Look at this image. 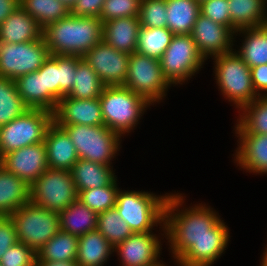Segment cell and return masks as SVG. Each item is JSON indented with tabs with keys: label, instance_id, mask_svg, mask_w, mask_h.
I'll list each match as a JSON object with an SVG mask.
<instances>
[{
	"label": "cell",
	"instance_id": "6",
	"mask_svg": "<svg viewBox=\"0 0 267 266\" xmlns=\"http://www.w3.org/2000/svg\"><path fill=\"white\" fill-rule=\"evenodd\" d=\"M62 128L67 132L74 144L78 159L96 162L112 166L114 157L121 148L122 137L113 132L105 125H64Z\"/></svg>",
	"mask_w": 267,
	"mask_h": 266
},
{
	"label": "cell",
	"instance_id": "54",
	"mask_svg": "<svg viewBox=\"0 0 267 266\" xmlns=\"http://www.w3.org/2000/svg\"><path fill=\"white\" fill-rule=\"evenodd\" d=\"M3 217H4V215H2V214L0 213V220H1Z\"/></svg>",
	"mask_w": 267,
	"mask_h": 266
},
{
	"label": "cell",
	"instance_id": "43",
	"mask_svg": "<svg viewBox=\"0 0 267 266\" xmlns=\"http://www.w3.org/2000/svg\"><path fill=\"white\" fill-rule=\"evenodd\" d=\"M80 56L59 55L60 99L68 96L74 83V75Z\"/></svg>",
	"mask_w": 267,
	"mask_h": 266
},
{
	"label": "cell",
	"instance_id": "49",
	"mask_svg": "<svg viewBox=\"0 0 267 266\" xmlns=\"http://www.w3.org/2000/svg\"><path fill=\"white\" fill-rule=\"evenodd\" d=\"M36 266H78L76 260L72 261H36Z\"/></svg>",
	"mask_w": 267,
	"mask_h": 266
},
{
	"label": "cell",
	"instance_id": "16",
	"mask_svg": "<svg viewBox=\"0 0 267 266\" xmlns=\"http://www.w3.org/2000/svg\"><path fill=\"white\" fill-rule=\"evenodd\" d=\"M0 165L30 186L49 168L44 142L5 154Z\"/></svg>",
	"mask_w": 267,
	"mask_h": 266
},
{
	"label": "cell",
	"instance_id": "47",
	"mask_svg": "<svg viewBox=\"0 0 267 266\" xmlns=\"http://www.w3.org/2000/svg\"><path fill=\"white\" fill-rule=\"evenodd\" d=\"M254 90L258 96H267V64L250 68Z\"/></svg>",
	"mask_w": 267,
	"mask_h": 266
},
{
	"label": "cell",
	"instance_id": "41",
	"mask_svg": "<svg viewBox=\"0 0 267 266\" xmlns=\"http://www.w3.org/2000/svg\"><path fill=\"white\" fill-rule=\"evenodd\" d=\"M141 0H105L100 19L102 22L139 16Z\"/></svg>",
	"mask_w": 267,
	"mask_h": 266
},
{
	"label": "cell",
	"instance_id": "7",
	"mask_svg": "<svg viewBox=\"0 0 267 266\" xmlns=\"http://www.w3.org/2000/svg\"><path fill=\"white\" fill-rule=\"evenodd\" d=\"M9 217L15 225L17 241L31 247L36 253L60 231L59 213L31 201Z\"/></svg>",
	"mask_w": 267,
	"mask_h": 266
},
{
	"label": "cell",
	"instance_id": "11",
	"mask_svg": "<svg viewBox=\"0 0 267 266\" xmlns=\"http://www.w3.org/2000/svg\"><path fill=\"white\" fill-rule=\"evenodd\" d=\"M171 86L163 75L160 60L137 52L130 55L124 87L147 99L154 106L164 100Z\"/></svg>",
	"mask_w": 267,
	"mask_h": 266
},
{
	"label": "cell",
	"instance_id": "4",
	"mask_svg": "<svg viewBox=\"0 0 267 266\" xmlns=\"http://www.w3.org/2000/svg\"><path fill=\"white\" fill-rule=\"evenodd\" d=\"M104 125L120 137L131 133L152 104L124 86H105L99 97Z\"/></svg>",
	"mask_w": 267,
	"mask_h": 266
},
{
	"label": "cell",
	"instance_id": "37",
	"mask_svg": "<svg viewBox=\"0 0 267 266\" xmlns=\"http://www.w3.org/2000/svg\"><path fill=\"white\" fill-rule=\"evenodd\" d=\"M117 181L116 177L109 185L79 191L78 200L97 214L114 208L120 189Z\"/></svg>",
	"mask_w": 267,
	"mask_h": 266
},
{
	"label": "cell",
	"instance_id": "45",
	"mask_svg": "<svg viewBox=\"0 0 267 266\" xmlns=\"http://www.w3.org/2000/svg\"><path fill=\"white\" fill-rule=\"evenodd\" d=\"M17 242L16 228L13 221L9 216H4L0 220V261L8 248Z\"/></svg>",
	"mask_w": 267,
	"mask_h": 266
},
{
	"label": "cell",
	"instance_id": "32",
	"mask_svg": "<svg viewBox=\"0 0 267 266\" xmlns=\"http://www.w3.org/2000/svg\"><path fill=\"white\" fill-rule=\"evenodd\" d=\"M78 236L59 231L37 252L36 261L76 260Z\"/></svg>",
	"mask_w": 267,
	"mask_h": 266
},
{
	"label": "cell",
	"instance_id": "10",
	"mask_svg": "<svg viewBox=\"0 0 267 266\" xmlns=\"http://www.w3.org/2000/svg\"><path fill=\"white\" fill-rule=\"evenodd\" d=\"M77 199L70 170L48 168L30 185V201L49 211L60 213Z\"/></svg>",
	"mask_w": 267,
	"mask_h": 266
},
{
	"label": "cell",
	"instance_id": "52",
	"mask_svg": "<svg viewBox=\"0 0 267 266\" xmlns=\"http://www.w3.org/2000/svg\"><path fill=\"white\" fill-rule=\"evenodd\" d=\"M157 266H167V265H166L165 262H164V263L162 262L161 264H159V265H157Z\"/></svg>",
	"mask_w": 267,
	"mask_h": 266
},
{
	"label": "cell",
	"instance_id": "39",
	"mask_svg": "<svg viewBox=\"0 0 267 266\" xmlns=\"http://www.w3.org/2000/svg\"><path fill=\"white\" fill-rule=\"evenodd\" d=\"M44 90H48V111L54 113L60 100L59 55H50L43 64Z\"/></svg>",
	"mask_w": 267,
	"mask_h": 266
},
{
	"label": "cell",
	"instance_id": "36",
	"mask_svg": "<svg viewBox=\"0 0 267 266\" xmlns=\"http://www.w3.org/2000/svg\"><path fill=\"white\" fill-rule=\"evenodd\" d=\"M28 109L19 96L15 81L0 76V127L21 116Z\"/></svg>",
	"mask_w": 267,
	"mask_h": 266
},
{
	"label": "cell",
	"instance_id": "20",
	"mask_svg": "<svg viewBox=\"0 0 267 266\" xmlns=\"http://www.w3.org/2000/svg\"><path fill=\"white\" fill-rule=\"evenodd\" d=\"M48 166L50 169L71 170L78 155L67 132L54 121L48 127L45 140Z\"/></svg>",
	"mask_w": 267,
	"mask_h": 266
},
{
	"label": "cell",
	"instance_id": "22",
	"mask_svg": "<svg viewBox=\"0 0 267 266\" xmlns=\"http://www.w3.org/2000/svg\"><path fill=\"white\" fill-rule=\"evenodd\" d=\"M140 27L138 16L105 21L103 40L116 50L131 55L136 52Z\"/></svg>",
	"mask_w": 267,
	"mask_h": 266
},
{
	"label": "cell",
	"instance_id": "2",
	"mask_svg": "<svg viewBox=\"0 0 267 266\" xmlns=\"http://www.w3.org/2000/svg\"><path fill=\"white\" fill-rule=\"evenodd\" d=\"M42 36L51 55L82 57L103 40V22L98 17L69 14L47 25Z\"/></svg>",
	"mask_w": 267,
	"mask_h": 266
},
{
	"label": "cell",
	"instance_id": "18",
	"mask_svg": "<svg viewBox=\"0 0 267 266\" xmlns=\"http://www.w3.org/2000/svg\"><path fill=\"white\" fill-rule=\"evenodd\" d=\"M222 218L215 224V237H203L175 263L177 266H212L227 248L230 230Z\"/></svg>",
	"mask_w": 267,
	"mask_h": 266
},
{
	"label": "cell",
	"instance_id": "38",
	"mask_svg": "<svg viewBox=\"0 0 267 266\" xmlns=\"http://www.w3.org/2000/svg\"><path fill=\"white\" fill-rule=\"evenodd\" d=\"M97 230L113 247L133 233L115 207L98 214Z\"/></svg>",
	"mask_w": 267,
	"mask_h": 266
},
{
	"label": "cell",
	"instance_id": "19",
	"mask_svg": "<svg viewBox=\"0 0 267 266\" xmlns=\"http://www.w3.org/2000/svg\"><path fill=\"white\" fill-rule=\"evenodd\" d=\"M234 163L248 173L267 174V135L236 134Z\"/></svg>",
	"mask_w": 267,
	"mask_h": 266
},
{
	"label": "cell",
	"instance_id": "8",
	"mask_svg": "<svg viewBox=\"0 0 267 266\" xmlns=\"http://www.w3.org/2000/svg\"><path fill=\"white\" fill-rule=\"evenodd\" d=\"M53 113L28 109L24 114L0 127V159L7 153L45 140Z\"/></svg>",
	"mask_w": 267,
	"mask_h": 266
},
{
	"label": "cell",
	"instance_id": "13",
	"mask_svg": "<svg viewBox=\"0 0 267 266\" xmlns=\"http://www.w3.org/2000/svg\"><path fill=\"white\" fill-rule=\"evenodd\" d=\"M82 58L95 70L105 86H124L130 54L120 52L102 40Z\"/></svg>",
	"mask_w": 267,
	"mask_h": 266
},
{
	"label": "cell",
	"instance_id": "3",
	"mask_svg": "<svg viewBox=\"0 0 267 266\" xmlns=\"http://www.w3.org/2000/svg\"><path fill=\"white\" fill-rule=\"evenodd\" d=\"M169 193L156 195L153 192L121 190L117 194L115 208L133 233L153 232L159 227L161 236L166 237L164 206Z\"/></svg>",
	"mask_w": 267,
	"mask_h": 266
},
{
	"label": "cell",
	"instance_id": "50",
	"mask_svg": "<svg viewBox=\"0 0 267 266\" xmlns=\"http://www.w3.org/2000/svg\"><path fill=\"white\" fill-rule=\"evenodd\" d=\"M260 266H267V247H265L263 255L261 256Z\"/></svg>",
	"mask_w": 267,
	"mask_h": 266
},
{
	"label": "cell",
	"instance_id": "17",
	"mask_svg": "<svg viewBox=\"0 0 267 266\" xmlns=\"http://www.w3.org/2000/svg\"><path fill=\"white\" fill-rule=\"evenodd\" d=\"M53 121L59 127L75 124L103 126L100 100L64 96L58 101L53 113Z\"/></svg>",
	"mask_w": 267,
	"mask_h": 266
},
{
	"label": "cell",
	"instance_id": "5",
	"mask_svg": "<svg viewBox=\"0 0 267 266\" xmlns=\"http://www.w3.org/2000/svg\"><path fill=\"white\" fill-rule=\"evenodd\" d=\"M216 84L231 106L241 110L259 97L253 87L250 67L235 50L212 58Z\"/></svg>",
	"mask_w": 267,
	"mask_h": 266
},
{
	"label": "cell",
	"instance_id": "44",
	"mask_svg": "<svg viewBox=\"0 0 267 266\" xmlns=\"http://www.w3.org/2000/svg\"><path fill=\"white\" fill-rule=\"evenodd\" d=\"M200 14L231 29L228 0H206L200 3Z\"/></svg>",
	"mask_w": 267,
	"mask_h": 266
},
{
	"label": "cell",
	"instance_id": "28",
	"mask_svg": "<svg viewBox=\"0 0 267 266\" xmlns=\"http://www.w3.org/2000/svg\"><path fill=\"white\" fill-rule=\"evenodd\" d=\"M60 231L82 236L97 229L98 214L80 200H75L59 213Z\"/></svg>",
	"mask_w": 267,
	"mask_h": 266
},
{
	"label": "cell",
	"instance_id": "12",
	"mask_svg": "<svg viewBox=\"0 0 267 266\" xmlns=\"http://www.w3.org/2000/svg\"><path fill=\"white\" fill-rule=\"evenodd\" d=\"M50 55L43 36L38 40L17 44L0 41V76L14 81L36 72Z\"/></svg>",
	"mask_w": 267,
	"mask_h": 266
},
{
	"label": "cell",
	"instance_id": "21",
	"mask_svg": "<svg viewBox=\"0 0 267 266\" xmlns=\"http://www.w3.org/2000/svg\"><path fill=\"white\" fill-rule=\"evenodd\" d=\"M43 29L20 5L0 25V41L23 43L38 40Z\"/></svg>",
	"mask_w": 267,
	"mask_h": 266
},
{
	"label": "cell",
	"instance_id": "29",
	"mask_svg": "<svg viewBox=\"0 0 267 266\" xmlns=\"http://www.w3.org/2000/svg\"><path fill=\"white\" fill-rule=\"evenodd\" d=\"M167 27L174 35L191 34L200 4L196 0H166Z\"/></svg>",
	"mask_w": 267,
	"mask_h": 266
},
{
	"label": "cell",
	"instance_id": "23",
	"mask_svg": "<svg viewBox=\"0 0 267 266\" xmlns=\"http://www.w3.org/2000/svg\"><path fill=\"white\" fill-rule=\"evenodd\" d=\"M231 30L267 25V0H228Z\"/></svg>",
	"mask_w": 267,
	"mask_h": 266
},
{
	"label": "cell",
	"instance_id": "26",
	"mask_svg": "<svg viewBox=\"0 0 267 266\" xmlns=\"http://www.w3.org/2000/svg\"><path fill=\"white\" fill-rule=\"evenodd\" d=\"M77 192L109 185L115 178L113 166L78 159L70 170Z\"/></svg>",
	"mask_w": 267,
	"mask_h": 266
},
{
	"label": "cell",
	"instance_id": "27",
	"mask_svg": "<svg viewBox=\"0 0 267 266\" xmlns=\"http://www.w3.org/2000/svg\"><path fill=\"white\" fill-rule=\"evenodd\" d=\"M242 33V34H241ZM241 35L242 45L235 52L250 67L267 64V25L239 30L235 37Z\"/></svg>",
	"mask_w": 267,
	"mask_h": 266
},
{
	"label": "cell",
	"instance_id": "24",
	"mask_svg": "<svg viewBox=\"0 0 267 266\" xmlns=\"http://www.w3.org/2000/svg\"><path fill=\"white\" fill-rule=\"evenodd\" d=\"M30 202V186L0 165V213L10 216Z\"/></svg>",
	"mask_w": 267,
	"mask_h": 266
},
{
	"label": "cell",
	"instance_id": "33",
	"mask_svg": "<svg viewBox=\"0 0 267 266\" xmlns=\"http://www.w3.org/2000/svg\"><path fill=\"white\" fill-rule=\"evenodd\" d=\"M19 4L42 29L70 14V8L60 0H19Z\"/></svg>",
	"mask_w": 267,
	"mask_h": 266
},
{
	"label": "cell",
	"instance_id": "48",
	"mask_svg": "<svg viewBox=\"0 0 267 266\" xmlns=\"http://www.w3.org/2000/svg\"><path fill=\"white\" fill-rule=\"evenodd\" d=\"M19 5V0H0V25Z\"/></svg>",
	"mask_w": 267,
	"mask_h": 266
},
{
	"label": "cell",
	"instance_id": "30",
	"mask_svg": "<svg viewBox=\"0 0 267 266\" xmlns=\"http://www.w3.org/2000/svg\"><path fill=\"white\" fill-rule=\"evenodd\" d=\"M234 127L235 134L267 135V96H259L240 111Z\"/></svg>",
	"mask_w": 267,
	"mask_h": 266
},
{
	"label": "cell",
	"instance_id": "14",
	"mask_svg": "<svg viewBox=\"0 0 267 266\" xmlns=\"http://www.w3.org/2000/svg\"><path fill=\"white\" fill-rule=\"evenodd\" d=\"M154 232L132 233L114 247L121 266H157L162 263V237Z\"/></svg>",
	"mask_w": 267,
	"mask_h": 266
},
{
	"label": "cell",
	"instance_id": "1",
	"mask_svg": "<svg viewBox=\"0 0 267 266\" xmlns=\"http://www.w3.org/2000/svg\"><path fill=\"white\" fill-rule=\"evenodd\" d=\"M182 195L176 192L169 193L164 206L165 239L168 241L167 244L169 243V252L174 262H177L198 240L203 237H215V224L221 219L218 211L202 202L188 208L184 207L185 196Z\"/></svg>",
	"mask_w": 267,
	"mask_h": 266
},
{
	"label": "cell",
	"instance_id": "51",
	"mask_svg": "<svg viewBox=\"0 0 267 266\" xmlns=\"http://www.w3.org/2000/svg\"><path fill=\"white\" fill-rule=\"evenodd\" d=\"M60 1L71 9L77 0H60Z\"/></svg>",
	"mask_w": 267,
	"mask_h": 266
},
{
	"label": "cell",
	"instance_id": "53",
	"mask_svg": "<svg viewBox=\"0 0 267 266\" xmlns=\"http://www.w3.org/2000/svg\"><path fill=\"white\" fill-rule=\"evenodd\" d=\"M199 4L206 0H196Z\"/></svg>",
	"mask_w": 267,
	"mask_h": 266
},
{
	"label": "cell",
	"instance_id": "34",
	"mask_svg": "<svg viewBox=\"0 0 267 266\" xmlns=\"http://www.w3.org/2000/svg\"><path fill=\"white\" fill-rule=\"evenodd\" d=\"M173 35L168 27H140L136 52L160 60Z\"/></svg>",
	"mask_w": 267,
	"mask_h": 266
},
{
	"label": "cell",
	"instance_id": "42",
	"mask_svg": "<svg viewBox=\"0 0 267 266\" xmlns=\"http://www.w3.org/2000/svg\"><path fill=\"white\" fill-rule=\"evenodd\" d=\"M37 253L24 243L17 242L3 254V266H36Z\"/></svg>",
	"mask_w": 267,
	"mask_h": 266
},
{
	"label": "cell",
	"instance_id": "25",
	"mask_svg": "<svg viewBox=\"0 0 267 266\" xmlns=\"http://www.w3.org/2000/svg\"><path fill=\"white\" fill-rule=\"evenodd\" d=\"M112 253L114 247L97 229L78 237V266H104Z\"/></svg>",
	"mask_w": 267,
	"mask_h": 266
},
{
	"label": "cell",
	"instance_id": "15",
	"mask_svg": "<svg viewBox=\"0 0 267 266\" xmlns=\"http://www.w3.org/2000/svg\"><path fill=\"white\" fill-rule=\"evenodd\" d=\"M234 35L227 26L218 24L202 14L197 17L191 32L192 39L205 61L233 51L236 42Z\"/></svg>",
	"mask_w": 267,
	"mask_h": 266
},
{
	"label": "cell",
	"instance_id": "35",
	"mask_svg": "<svg viewBox=\"0 0 267 266\" xmlns=\"http://www.w3.org/2000/svg\"><path fill=\"white\" fill-rule=\"evenodd\" d=\"M74 83L69 97L78 99H97L102 94L105 85L95 70L82 58L74 75Z\"/></svg>",
	"mask_w": 267,
	"mask_h": 266
},
{
	"label": "cell",
	"instance_id": "31",
	"mask_svg": "<svg viewBox=\"0 0 267 266\" xmlns=\"http://www.w3.org/2000/svg\"><path fill=\"white\" fill-rule=\"evenodd\" d=\"M14 81L19 96L29 109L48 111V90H44L43 65L36 72L23 75Z\"/></svg>",
	"mask_w": 267,
	"mask_h": 266
},
{
	"label": "cell",
	"instance_id": "46",
	"mask_svg": "<svg viewBox=\"0 0 267 266\" xmlns=\"http://www.w3.org/2000/svg\"><path fill=\"white\" fill-rule=\"evenodd\" d=\"M104 2L105 0H77L70 9V14L100 18Z\"/></svg>",
	"mask_w": 267,
	"mask_h": 266
},
{
	"label": "cell",
	"instance_id": "9",
	"mask_svg": "<svg viewBox=\"0 0 267 266\" xmlns=\"http://www.w3.org/2000/svg\"><path fill=\"white\" fill-rule=\"evenodd\" d=\"M164 77L173 86L188 82L198 74L205 64L191 34L173 35L171 42L160 59Z\"/></svg>",
	"mask_w": 267,
	"mask_h": 266
},
{
	"label": "cell",
	"instance_id": "40",
	"mask_svg": "<svg viewBox=\"0 0 267 266\" xmlns=\"http://www.w3.org/2000/svg\"><path fill=\"white\" fill-rule=\"evenodd\" d=\"M166 0H141L139 22L141 27H167Z\"/></svg>",
	"mask_w": 267,
	"mask_h": 266
}]
</instances>
